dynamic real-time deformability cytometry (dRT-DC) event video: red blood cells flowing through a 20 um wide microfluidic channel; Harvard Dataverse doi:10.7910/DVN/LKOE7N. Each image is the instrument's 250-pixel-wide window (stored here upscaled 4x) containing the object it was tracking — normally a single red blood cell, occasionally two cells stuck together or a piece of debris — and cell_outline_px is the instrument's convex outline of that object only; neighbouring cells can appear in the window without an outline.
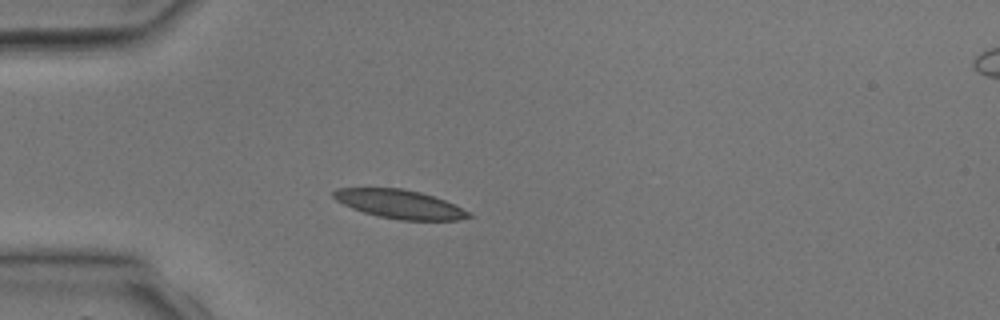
{"species": "common noctule bat (a hibernating species)", "species_latin": "Nyctalus noctula", "temperature_condition": "room temperature", "stored_images_in_passage": 1, "camera_frame_rate_fps": 3000, "um_per_image_px": 0.085, "animal": {"sex": "male", "body_mass_g": 17.9, "forearm_length_mm": 54.2}, "frame": {"image": 1, "passage_image": 1, "time_ms": 0.0, "image_size_px": [1000, 320], "cell_outline_px": [[472, 216], [456, 220], [400, 220], [380, 216], [364, 212], [352, 208], [336, 200], [332, 196], [332, 192], [336, 188], [400, 188], [420, 192], [444, 200], [472, 212]], "centroid_in_image_um": [33.97, 17.35], "position_along_channel_um": 51.0, "area_um2": 22.43}}